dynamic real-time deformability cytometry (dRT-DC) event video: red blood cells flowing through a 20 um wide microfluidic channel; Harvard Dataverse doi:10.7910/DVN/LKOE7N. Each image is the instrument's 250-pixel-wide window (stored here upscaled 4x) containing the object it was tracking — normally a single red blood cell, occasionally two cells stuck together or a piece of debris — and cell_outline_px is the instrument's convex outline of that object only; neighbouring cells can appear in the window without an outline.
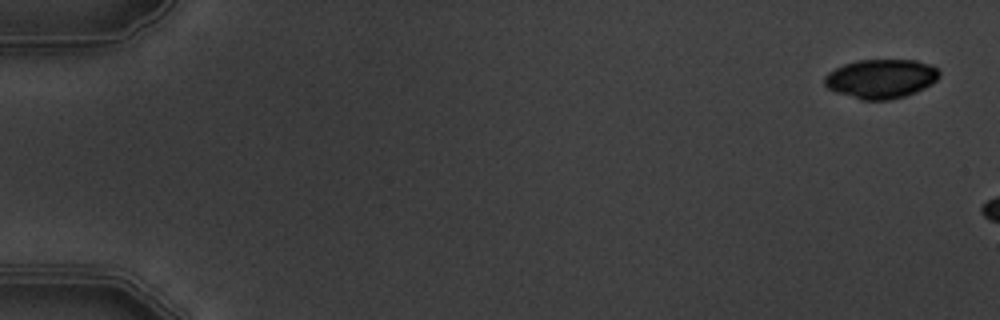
{"species": "common noctule bat (a hibernating species)", "species_latin": "Nyctalus noctula", "temperature_condition": "warm", "stored_images_in_passage": 4, "camera_frame_rate_fps": 3000, "um_per_image_px": 0.085, "animal": {"sex": "male", "body_mass_g": 19.5, "forearm_length_mm": 54.6}, "frame": {"image": 1, "passage_image": 1, "time_ms": 0.0, "image_size_px": [1000, 320], "cell_outline_px": [[940, 76], [936, 80], [924, 88], [916, 92], [904, 96], [888, 100], [860, 100], [836, 92], [828, 88], [824, 84], [824, 76], [828, 72], [844, 64], [856, 60], [916, 60], [932, 64], [940, 72]], "centroid_in_image_um": [74.88, 6.69], "position_along_channel_um": 10.1, "area_um2": 26.3}}